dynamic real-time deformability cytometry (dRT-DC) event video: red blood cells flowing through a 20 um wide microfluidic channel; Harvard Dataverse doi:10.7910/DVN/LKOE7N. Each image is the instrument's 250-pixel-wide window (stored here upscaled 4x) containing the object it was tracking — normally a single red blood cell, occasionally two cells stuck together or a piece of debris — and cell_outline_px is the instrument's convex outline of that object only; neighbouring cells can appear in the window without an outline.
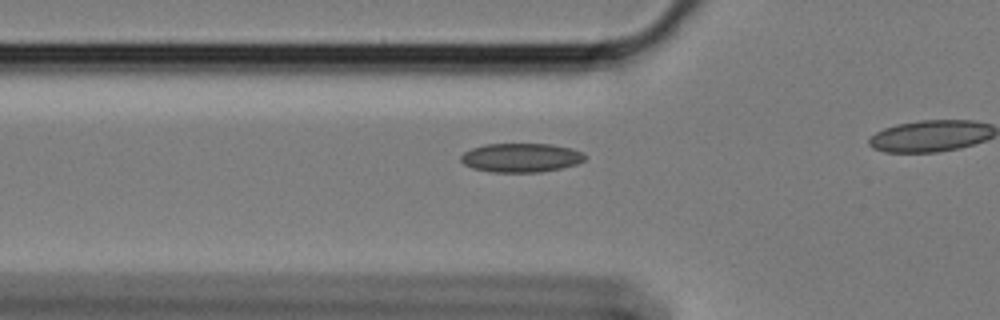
{"species": "Egyptian fruit bat (a non-hibernating species)", "species_latin": "Rousettus aegyptiacus", "temperature_condition": "cold", "stored_images_in_passage": 22, "camera_frame_rate_fps": 3000, "um_per_image_px": 0.085, "animal": {"sex": "female"}, "frame": {"image": 1, "passage_image": 16, "time_ms": 5.0, "image_size_px": [1000, 320], "cell_outline_px": [[588, 156], [584, 160], [576, 164], [560, 168], [540, 172], [492, 172], [472, 168], [464, 164], [460, 160], [460, 156], [464, 152], [472, 148], [484, 144], [552, 144], [572, 148], [584, 152]], "centroid_in_image_um": [44.3, 13.39], "position_along_channel_um": 81.5, "area_um2": 21.1}}
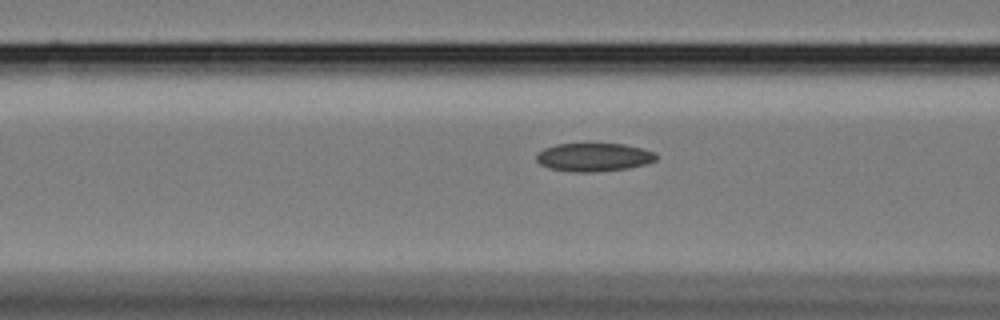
{"frame": {"image": 2, "passage_image": 19, "time_ms": 6.0, "image_size_px": [1000, 320], "cell_outline_px": [[656, 160], [644, 164], [628, 168], [592, 172], [576, 172], [548, 168], [540, 164], [536, 160], [536, 152], [544, 148], [556, 144], [624, 144], [644, 148], [656, 152]], "centroid_in_image_um": [50.46, 13.35], "position_along_channel_um": 116.1, "area_um2": 19.83}}